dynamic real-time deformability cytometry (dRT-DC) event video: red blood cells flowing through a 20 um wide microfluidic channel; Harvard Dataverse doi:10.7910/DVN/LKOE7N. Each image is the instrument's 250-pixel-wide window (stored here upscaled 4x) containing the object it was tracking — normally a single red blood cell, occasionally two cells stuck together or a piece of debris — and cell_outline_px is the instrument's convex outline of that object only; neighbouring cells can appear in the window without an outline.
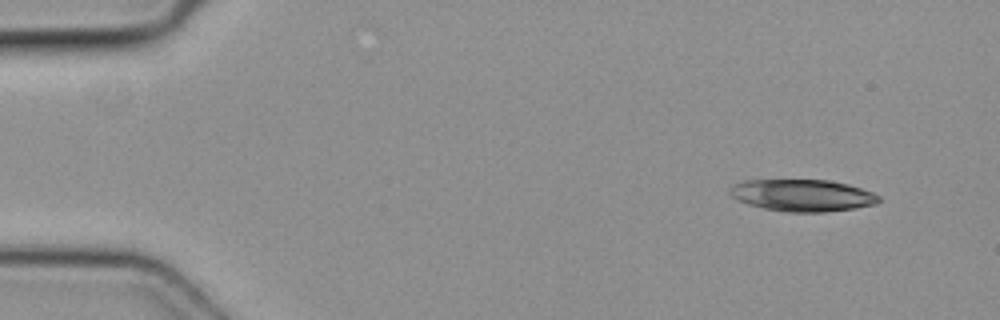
{"species": "common noctule bat (a hibernating species)", "species_latin": "Nyctalus noctula", "temperature_condition": "cold", "stored_images_in_passage": 5, "camera_frame_rate_fps": 3000, "um_per_image_px": 0.085, "animal": {"sex": "female", "body_mass_g": 19.3, "forearm_length_mm": 54.1}, "frame": {"image": 1, "passage_image": 1, "time_ms": 0.0, "image_size_px": [1000, 320], "cell_outline_px": [[880, 200], [876, 204], [856, 208], [824, 212], [788, 212], [764, 208], [748, 204], [732, 196], [728, 192], [728, 188], [744, 180], [828, 180], [848, 184], [872, 192], [880, 196]], "centroid_in_image_um": [68.22, 16.6], "position_along_channel_um": 16.8, "area_um2": 27.63}}